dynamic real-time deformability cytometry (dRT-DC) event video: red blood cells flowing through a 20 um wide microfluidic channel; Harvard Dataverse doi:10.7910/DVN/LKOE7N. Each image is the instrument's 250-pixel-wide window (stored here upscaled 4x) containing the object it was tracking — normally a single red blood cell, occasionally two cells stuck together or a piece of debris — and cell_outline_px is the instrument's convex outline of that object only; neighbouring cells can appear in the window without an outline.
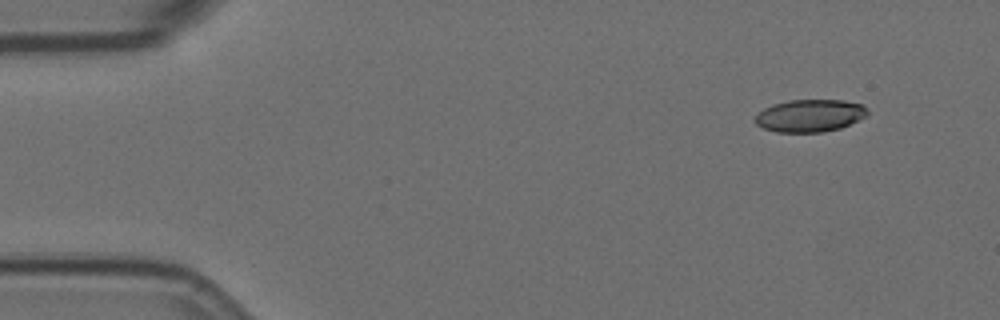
{"species": "Egyptian fruit bat (a non-hibernating species)", "species_latin": "Rousettus aegyptiacus", "temperature_condition": "room temperature", "stored_images_in_passage": 4, "camera_frame_rate_fps": 3000, "um_per_image_px": 0.085, "animal": {"sex": "female"}, "frame": {"image": 1, "passage_image": 2, "time_ms": 0.333, "image_size_px": [1000, 320], "cell_outline_px": [[868, 116], [840, 128], [824, 132], [776, 132], [760, 128], [752, 120], [764, 108], [772, 104], [788, 100], [844, 100], [864, 104], [868, 108]], "centroid_in_image_um": [68.84, 9.83], "position_along_channel_um": 16.2, "area_um2": 21.62}}